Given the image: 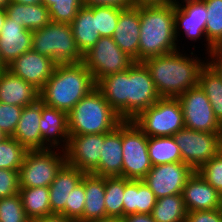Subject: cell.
I'll use <instances>...</instances> for the list:
<instances>
[{"instance_id":"obj_1","label":"cell","mask_w":222,"mask_h":222,"mask_svg":"<svg viewBox=\"0 0 222 222\" xmlns=\"http://www.w3.org/2000/svg\"><path fill=\"white\" fill-rule=\"evenodd\" d=\"M97 88L122 120H134L160 98L142 62H135L128 70L107 75L97 83Z\"/></svg>"},{"instance_id":"obj_2","label":"cell","mask_w":222,"mask_h":222,"mask_svg":"<svg viewBox=\"0 0 222 222\" xmlns=\"http://www.w3.org/2000/svg\"><path fill=\"white\" fill-rule=\"evenodd\" d=\"M180 50L142 61L160 97L178 98L199 84L200 72L207 62L197 56L194 57L193 52L190 56L181 53Z\"/></svg>"},{"instance_id":"obj_3","label":"cell","mask_w":222,"mask_h":222,"mask_svg":"<svg viewBox=\"0 0 222 222\" xmlns=\"http://www.w3.org/2000/svg\"><path fill=\"white\" fill-rule=\"evenodd\" d=\"M96 87L91 72L83 62L56 65L40 91L39 99L45 105L68 113Z\"/></svg>"},{"instance_id":"obj_4","label":"cell","mask_w":222,"mask_h":222,"mask_svg":"<svg viewBox=\"0 0 222 222\" xmlns=\"http://www.w3.org/2000/svg\"><path fill=\"white\" fill-rule=\"evenodd\" d=\"M139 16V62L180 49L175 34V4L139 6Z\"/></svg>"},{"instance_id":"obj_5","label":"cell","mask_w":222,"mask_h":222,"mask_svg":"<svg viewBox=\"0 0 222 222\" xmlns=\"http://www.w3.org/2000/svg\"><path fill=\"white\" fill-rule=\"evenodd\" d=\"M67 118L70 136L109 133L123 121L97 87L67 113Z\"/></svg>"},{"instance_id":"obj_6","label":"cell","mask_w":222,"mask_h":222,"mask_svg":"<svg viewBox=\"0 0 222 222\" xmlns=\"http://www.w3.org/2000/svg\"><path fill=\"white\" fill-rule=\"evenodd\" d=\"M32 50L46 56L56 64H74L83 61L69 23L51 21L32 32Z\"/></svg>"},{"instance_id":"obj_7","label":"cell","mask_w":222,"mask_h":222,"mask_svg":"<svg viewBox=\"0 0 222 222\" xmlns=\"http://www.w3.org/2000/svg\"><path fill=\"white\" fill-rule=\"evenodd\" d=\"M56 150L54 148L27 150L23 164L18 171L20 188L49 187L51 185L57 172L66 163L65 151Z\"/></svg>"},{"instance_id":"obj_8","label":"cell","mask_w":222,"mask_h":222,"mask_svg":"<svg viewBox=\"0 0 222 222\" xmlns=\"http://www.w3.org/2000/svg\"><path fill=\"white\" fill-rule=\"evenodd\" d=\"M133 121L148 137L173 136L185 127L178 98L160 97Z\"/></svg>"},{"instance_id":"obj_9","label":"cell","mask_w":222,"mask_h":222,"mask_svg":"<svg viewBox=\"0 0 222 222\" xmlns=\"http://www.w3.org/2000/svg\"><path fill=\"white\" fill-rule=\"evenodd\" d=\"M122 177L142 180L152 168L148 154V136L133 120L122 121Z\"/></svg>"},{"instance_id":"obj_10","label":"cell","mask_w":222,"mask_h":222,"mask_svg":"<svg viewBox=\"0 0 222 222\" xmlns=\"http://www.w3.org/2000/svg\"><path fill=\"white\" fill-rule=\"evenodd\" d=\"M82 62L91 72L96 84L107 75L128 70L135 63L112 37H100L96 44L83 54Z\"/></svg>"},{"instance_id":"obj_11","label":"cell","mask_w":222,"mask_h":222,"mask_svg":"<svg viewBox=\"0 0 222 222\" xmlns=\"http://www.w3.org/2000/svg\"><path fill=\"white\" fill-rule=\"evenodd\" d=\"M182 162L197 171L221 151L220 133L196 131L184 127L173 135Z\"/></svg>"},{"instance_id":"obj_12","label":"cell","mask_w":222,"mask_h":222,"mask_svg":"<svg viewBox=\"0 0 222 222\" xmlns=\"http://www.w3.org/2000/svg\"><path fill=\"white\" fill-rule=\"evenodd\" d=\"M178 100L186 128L209 133H220L221 124L215 118L205 92L198 86L185 91Z\"/></svg>"},{"instance_id":"obj_13","label":"cell","mask_w":222,"mask_h":222,"mask_svg":"<svg viewBox=\"0 0 222 222\" xmlns=\"http://www.w3.org/2000/svg\"><path fill=\"white\" fill-rule=\"evenodd\" d=\"M195 172L188 164L183 162L154 165L142 179L157 199L182 194L186 181Z\"/></svg>"},{"instance_id":"obj_14","label":"cell","mask_w":222,"mask_h":222,"mask_svg":"<svg viewBox=\"0 0 222 222\" xmlns=\"http://www.w3.org/2000/svg\"><path fill=\"white\" fill-rule=\"evenodd\" d=\"M180 3L177 1L175 3V34L176 41H178V36L183 29L185 37L189 40L196 42L197 40L204 37L206 41L205 49L208 54L214 47L206 40L205 36V26L208 20L206 5L203 0H181ZM183 3V5H182ZM181 28V29H180Z\"/></svg>"},{"instance_id":"obj_15","label":"cell","mask_w":222,"mask_h":222,"mask_svg":"<svg viewBox=\"0 0 222 222\" xmlns=\"http://www.w3.org/2000/svg\"><path fill=\"white\" fill-rule=\"evenodd\" d=\"M103 142L104 133L69 136L64 150L66 162L86 174H92L98 168Z\"/></svg>"},{"instance_id":"obj_16","label":"cell","mask_w":222,"mask_h":222,"mask_svg":"<svg viewBox=\"0 0 222 222\" xmlns=\"http://www.w3.org/2000/svg\"><path fill=\"white\" fill-rule=\"evenodd\" d=\"M55 66L52 59L30 50L15 59L7 69L40 92L51 77Z\"/></svg>"},{"instance_id":"obj_17","label":"cell","mask_w":222,"mask_h":222,"mask_svg":"<svg viewBox=\"0 0 222 222\" xmlns=\"http://www.w3.org/2000/svg\"><path fill=\"white\" fill-rule=\"evenodd\" d=\"M39 127L42 135V149L54 148L65 150L67 148L70 135L66 112L45 105L42 102Z\"/></svg>"},{"instance_id":"obj_18","label":"cell","mask_w":222,"mask_h":222,"mask_svg":"<svg viewBox=\"0 0 222 222\" xmlns=\"http://www.w3.org/2000/svg\"><path fill=\"white\" fill-rule=\"evenodd\" d=\"M112 39L119 48L139 62L140 16L139 6L122 9Z\"/></svg>"},{"instance_id":"obj_19","label":"cell","mask_w":222,"mask_h":222,"mask_svg":"<svg viewBox=\"0 0 222 222\" xmlns=\"http://www.w3.org/2000/svg\"><path fill=\"white\" fill-rule=\"evenodd\" d=\"M32 50V31L6 16L0 32V59L8 67L23 53Z\"/></svg>"},{"instance_id":"obj_20","label":"cell","mask_w":222,"mask_h":222,"mask_svg":"<svg viewBox=\"0 0 222 222\" xmlns=\"http://www.w3.org/2000/svg\"><path fill=\"white\" fill-rule=\"evenodd\" d=\"M182 196L187 212L213 210L219 206V192L197 171L186 181Z\"/></svg>"},{"instance_id":"obj_21","label":"cell","mask_w":222,"mask_h":222,"mask_svg":"<svg viewBox=\"0 0 222 222\" xmlns=\"http://www.w3.org/2000/svg\"><path fill=\"white\" fill-rule=\"evenodd\" d=\"M98 168L92 173L101 177H122V122L111 132L104 133Z\"/></svg>"},{"instance_id":"obj_22","label":"cell","mask_w":222,"mask_h":222,"mask_svg":"<svg viewBox=\"0 0 222 222\" xmlns=\"http://www.w3.org/2000/svg\"><path fill=\"white\" fill-rule=\"evenodd\" d=\"M85 174L67 162L61 167L49 186L51 214L65 215V204L70 196V191L82 181Z\"/></svg>"},{"instance_id":"obj_23","label":"cell","mask_w":222,"mask_h":222,"mask_svg":"<svg viewBox=\"0 0 222 222\" xmlns=\"http://www.w3.org/2000/svg\"><path fill=\"white\" fill-rule=\"evenodd\" d=\"M40 92L10 70H0V102L25 107L39 99Z\"/></svg>"},{"instance_id":"obj_24","label":"cell","mask_w":222,"mask_h":222,"mask_svg":"<svg viewBox=\"0 0 222 222\" xmlns=\"http://www.w3.org/2000/svg\"><path fill=\"white\" fill-rule=\"evenodd\" d=\"M42 113V101L23 107L13 138L27 150L42 149V135L39 121Z\"/></svg>"},{"instance_id":"obj_25","label":"cell","mask_w":222,"mask_h":222,"mask_svg":"<svg viewBox=\"0 0 222 222\" xmlns=\"http://www.w3.org/2000/svg\"><path fill=\"white\" fill-rule=\"evenodd\" d=\"M157 198L143 180L125 178L123 217L135 213L151 214Z\"/></svg>"},{"instance_id":"obj_26","label":"cell","mask_w":222,"mask_h":222,"mask_svg":"<svg viewBox=\"0 0 222 222\" xmlns=\"http://www.w3.org/2000/svg\"><path fill=\"white\" fill-rule=\"evenodd\" d=\"M85 189L83 222L107 217L105 207V177L85 174L81 181Z\"/></svg>"},{"instance_id":"obj_27","label":"cell","mask_w":222,"mask_h":222,"mask_svg":"<svg viewBox=\"0 0 222 222\" xmlns=\"http://www.w3.org/2000/svg\"><path fill=\"white\" fill-rule=\"evenodd\" d=\"M4 9L10 20L32 32L51 22L48 8L43 3L26 5L9 1Z\"/></svg>"},{"instance_id":"obj_28","label":"cell","mask_w":222,"mask_h":222,"mask_svg":"<svg viewBox=\"0 0 222 222\" xmlns=\"http://www.w3.org/2000/svg\"><path fill=\"white\" fill-rule=\"evenodd\" d=\"M70 27L82 54L87 52L100 39L97 32L96 18L93 15V7L82 6L70 23Z\"/></svg>"},{"instance_id":"obj_29","label":"cell","mask_w":222,"mask_h":222,"mask_svg":"<svg viewBox=\"0 0 222 222\" xmlns=\"http://www.w3.org/2000/svg\"><path fill=\"white\" fill-rule=\"evenodd\" d=\"M19 194L31 221L51 215L49 187L20 188Z\"/></svg>"},{"instance_id":"obj_30","label":"cell","mask_w":222,"mask_h":222,"mask_svg":"<svg viewBox=\"0 0 222 222\" xmlns=\"http://www.w3.org/2000/svg\"><path fill=\"white\" fill-rule=\"evenodd\" d=\"M148 154L152 166L182 162L180 149L173 136L148 137Z\"/></svg>"},{"instance_id":"obj_31","label":"cell","mask_w":222,"mask_h":222,"mask_svg":"<svg viewBox=\"0 0 222 222\" xmlns=\"http://www.w3.org/2000/svg\"><path fill=\"white\" fill-rule=\"evenodd\" d=\"M151 215L155 222H185L187 210L182 194L157 199Z\"/></svg>"},{"instance_id":"obj_32","label":"cell","mask_w":222,"mask_h":222,"mask_svg":"<svg viewBox=\"0 0 222 222\" xmlns=\"http://www.w3.org/2000/svg\"><path fill=\"white\" fill-rule=\"evenodd\" d=\"M198 85L207 95L215 118L222 124V79L206 64L200 72Z\"/></svg>"},{"instance_id":"obj_33","label":"cell","mask_w":222,"mask_h":222,"mask_svg":"<svg viewBox=\"0 0 222 222\" xmlns=\"http://www.w3.org/2000/svg\"><path fill=\"white\" fill-rule=\"evenodd\" d=\"M125 178L105 177V207L107 217L123 218Z\"/></svg>"},{"instance_id":"obj_34","label":"cell","mask_w":222,"mask_h":222,"mask_svg":"<svg viewBox=\"0 0 222 222\" xmlns=\"http://www.w3.org/2000/svg\"><path fill=\"white\" fill-rule=\"evenodd\" d=\"M208 13L206 40L213 47H222V0H203Z\"/></svg>"},{"instance_id":"obj_35","label":"cell","mask_w":222,"mask_h":222,"mask_svg":"<svg viewBox=\"0 0 222 222\" xmlns=\"http://www.w3.org/2000/svg\"><path fill=\"white\" fill-rule=\"evenodd\" d=\"M27 149L13 137L0 142V168L19 171Z\"/></svg>"},{"instance_id":"obj_36","label":"cell","mask_w":222,"mask_h":222,"mask_svg":"<svg viewBox=\"0 0 222 222\" xmlns=\"http://www.w3.org/2000/svg\"><path fill=\"white\" fill-rule=\"evenodd\" d=\"M121 10L106 6L93 7V15L96 18L97 32L100 37H112Z\"/></svg>"},{"instance_id":"obj_37","label":"cell","mask_w":222,"mask_h":222,"mask_svg":"<svg viewBox=\"0 0 222 222\" xmlns=\"http://www.w3.org/2000/svg\"><path fill=\"white\" fill-rule=\"evenodd\" d=\"M0 222H32L24 211L19 193L0 199Z\"/></svg>"},{"instance_id":"obj_38","label":"cell","mask_w":222,"mask_h":222,"mask_svg":"<svg viewBox=\"0 0 222 222\" xmlns=\"http://www.w3.org/2000/svg\"><path fill=\"white\" fill-rule=\"evenodd\" d=\"M82 6V0H55L54 5L48 8L50 19L53 22L70 24Z\"/></svg>"},{"instance_id":"obj_39","label":"cell","mask_w":222,"mask_h":222,"mask_svg":"<svg viewBox=\"0 0 222 222\" xmlns=\"http://www.w3.org/2000/svg\"><path fill=\"white\" fill-rule=\"evenodd\" d=\"M85 206L84 184L80 182L72 191L65 204V216L76 222H83V210Z\"/></svg>"},{"instance_id":"obj_40","label":"cell","mask_w":222,"mask_h":222,"mask_svg":"<svg viewBox=\"0 0 222 222\" xmlns=\"http://www.w3.org/2000/svg\"><path fill=\"white\" fill-rule=\"evenodd\" d=\"M197 172L219 193L222 192V151L203 164Z\"/></svg>"},{"instance_id":"obj_41","label":"cell","mask_w":222,"mask_h":222,"mask_svg":"<svg viewBox=\"0 0 222 222\" xmlns=\"http://www.w3.org/2000/svg\"><path fill=\"white\" fill-rule=\"evenodd\" d=\"M23 107L0 102V129L12 137L21 117Z\"/></svg>"},{"instance_id":"obj_42","label":"cell","mask_w":222,"mask_h":222,"mask_svg":"<svg viewBox=\"0 0 222 222\" xmlns=\"http://www.w3.org/2000/svg\"><path fill=\"white\" fill-rule=\"evenodd\" d=\"M20 191L18 171L0 168V199L18 194Z\"/></svg>"},{"instance_id":"obj_43","label":"cell","mask_w":222,"mask_h":222,"mask_svg":"<svg viewBox=\"0 0 222 222\" xmlns=\"http://www.w3.org/2000/svg\"><path fill=\"white\" fill-rule=\"evenodd\" d=\"M185 222H222L218 209L187 212Z\"/></svg>"},{"instance_id":"obj_44","label":"cell","mask_w":222,"mask_h":222,"mask_svg":"<svg viewBox=\"0 0 222 222\" xmlns=\"http://www.w3.org/2000/svg\"><path fill=\"white\" fill-rule=\"evenodd\" d=\"M83 6L87 7H114L120 9H126L134 6L133 0H82Z\"/></svg>"},{"instance_id":"obj_45","label":"cell","mask_w":222,"mask_h":222,"mask_svg":"<svg viewBox=\"0 0 222 222\" xmlns=\"http://www.w3.org/2000/svg\"><path fill=\"white\" fill-rule=\"evenodd\" d=\"M207 55L209 58L205 57V61L222 79V47H214Z\"/></svg>"},{"instance_id":"obj_46","label":"cell","mask_w":222,"mask_h":222,"mask_svg":"<svg viewBox=\"0 0 222 222\" xmlns=\"http://www.w3.org/2000/svg\"><path fill=\"white\" fill-rule=\"evenodd\" d=\"M122 219L123 222H155L151 214H143V213L126 215Z\"/></svg>"},{"instance_id":"obj_47","label":"cell","mask_w":222,"mask_h":222,"mask_svg":"<svg viewBox=\"0 0 222 222\" xmlns=\"http://www.w3.org/2000/svg\"><path fill=\"white\" fill-rule=\"evenodd\" d=\"M178 0H133L134 6L171 5Z\"/></svg>"},{"instance_id":"obj_48","label":"cell","mask_w":222,"mask_h":222,"mask_svg":"<svg viewBox=\"0 0 222 222\" xmlns=\"http://www.w3.org/2000/svg\"><path fill=\"white\" fill-rule=\"evenodd\" d=\"M32 222H76L70 218H67L65 215L62 214H51L41 218H38Z\"/></svg>"},{"instance_id":"obj_49","label":"cell","mask_w":222,"mask_h":222,"mask_svg":"<svg viewBox=\"0 0 222 222\" xmlns=\"http://www.w3.org/2000/svg\"><path fill=\"white\" fill-rule=\"evenodd\" d=\"M90 222H123V219L117 217H104Z\"/></svg>"},{"instance_id":"obj_50","label":"cell","mask_w":222,"mask_h":222,"mask_svg":"<svg viewBox=\"0 0 222 222\" xmlns=\"http://www.w3.org/2000/svg\"><path fill=\"white\" fill-rule=\"evenodd\" d=\"M11 2H16L20 4H41L42 0H10Z\"/></svg>"},{"instance_id":"obj_51","label":"cell","mask_w":222,"mask_h":222,"mask_svg":"<svg viewBox=\"0 0 222 222\" xmlns=\"http://www.w3.org/2000/svg\"><path fill=\"white\" fill-rule=\"evenodd\" d=\"M5 20H6V11L4 8H0V32L3 28Z\"/></svg>"},{"instance_id":"obj_52","label":"cell","mask_w":222,"mask_h":222,"mask_svg":"<svg viewBox=\"0 0 222 222\" xmlns=\"http://www.w3.org/2000/svg\"><path fill=\"white\" fill-rule=\"evenodd\" d=\"M55 0H42V3L49 8L51 5H54Z\"/></svg>"},{"instance_id":"obj_53","label":"cell","mask_w":222,"mask_h":222,"mask_svg":"<svg viewBox=\"0 0 222 222\" xmlns=\"http://www.w3.org/2000/svg\"><path fill=\"white\" fill-rule=\"evenodd\" d=\"M7 134L0 129V142L7 138Z\"/></svg>"},{"instance_id":"obj_54","label":"cell","mask_w":222,"mask_h":222,"mask_svg":"<svg viewBox=\"0 0 222 222\" xmlns=\"http://www.w3.org/2000/svg\"><path fill=\"white\" fill-rule=\"evenodd\" d=\"M218 210L222 212V192L219 193V206Z\"/></svg>"},{"instance_id":"obj_55","label":"cell","mask_w":222,"mask_h":222,"mask_svg":"<svg viewBox=\"0 0 222 222\" xmlns=\"http://www.w3.org/2000/svg\"><path fill=\"white\" fill-rule=\"evenodd\" d=\"M10 0H0V8H5Z\"/></svg>"},{"instance_id":"obj_56","label":"cell","mask_w":222,"mask_h":222,"mask_svg":"<svg viewBox=\"0 0 222 222\" xmlns=\"http://www.w3.org/2000/svg\"><path fill=\"white\" fill-rule=\"evenodd\" d=\"M7 67L2 63L0 59V70L6 69Z\"/></svg>"},{"instance_id":"obj_57","label":"cell","mask_w":222,"mask_h":222,"mask_svg":"<svg viewBox=\"0 0 222 222\" xmlns=\"http://www.w3.org/2000/svg\"><path fill=\"white\" fill-rule=\"evenodd\" d=\"M220 143H221V151H222V124H221V131H220Z\"/></svg>"}]
</instances>
